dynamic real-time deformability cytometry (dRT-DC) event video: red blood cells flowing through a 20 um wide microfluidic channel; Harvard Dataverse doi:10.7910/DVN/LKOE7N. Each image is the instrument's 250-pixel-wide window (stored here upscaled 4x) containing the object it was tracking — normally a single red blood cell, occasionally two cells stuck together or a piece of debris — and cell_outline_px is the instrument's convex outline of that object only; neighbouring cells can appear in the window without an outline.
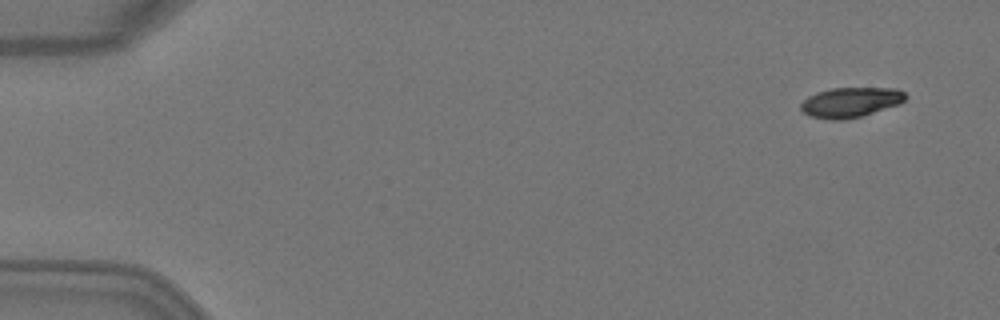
{"species": "Egyptian fruit bat (a non-hibernating species)", "species_latin": "Rousettus aegyptiacus", "temperature_condition": "warm", "stored_images_in_passage": 5, "camera_frame_rate_fps": 3000, "um_per_image_px": 0.085, "animal": {"sex": "female"}, "frame": {"image": 1, "passage_image": 1, "time_ms": 0.0, "image_size_px": [1000, 320], "cell_outline_px": [[908, 96], [900, 104], [860, 116], [844, 120], [832, 120], [808, 116], [800, 108], [800, 104], [808, 96], [816, 92], [832, 88], [896, 88], [904, 92]], "centroid_in_image_um": [72.29, 8.69], "position_along_channel_um": 12.7, "area_um2": 18.32}}
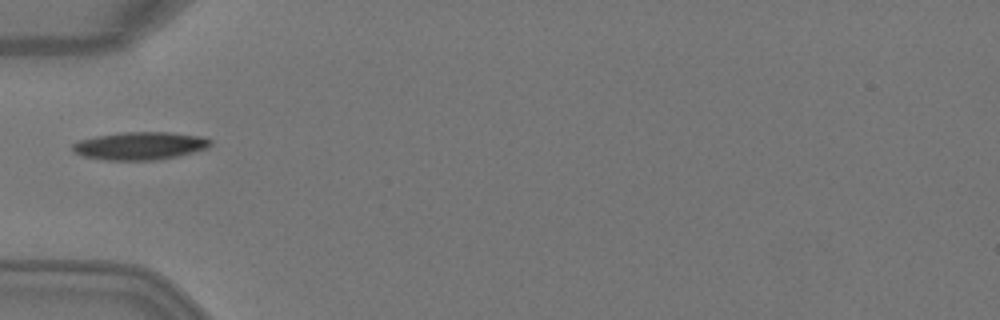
{"frame": {"image": 2, "passage_image": 5, "time_ms": 1.333, "image_size_px": [1000, 320], "cell_outline_px": [[212, 144], [208, 148], [176, 156], [156, 160], [108, 160], [84, 156], [76, 152], [72, 148], [72, 144], [80, 140], [96, 136], [124, 132], [168, 132], [204, 136], [212, 140]], "centroid_in_image_um": [11.95, 12.38], "position_along_channel_um": 73.1, "area_um2": 22.25}}